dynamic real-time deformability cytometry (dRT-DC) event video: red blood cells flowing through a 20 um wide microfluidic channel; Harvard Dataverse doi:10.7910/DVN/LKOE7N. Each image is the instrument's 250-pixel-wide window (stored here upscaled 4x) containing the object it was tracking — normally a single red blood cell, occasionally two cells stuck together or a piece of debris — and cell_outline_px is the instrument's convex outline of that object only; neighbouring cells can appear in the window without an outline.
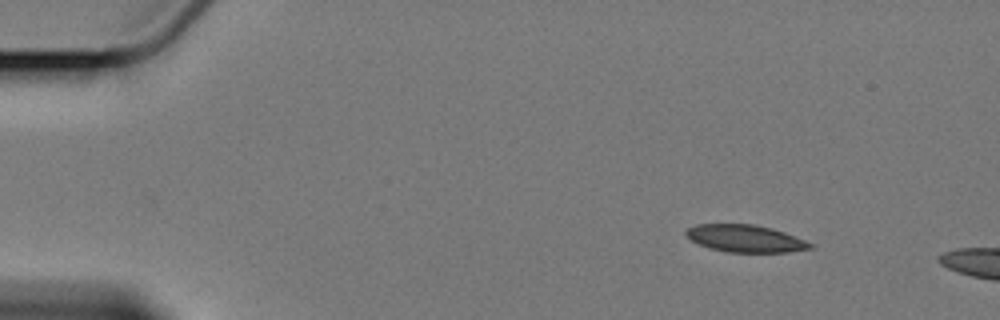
{"species": "Egyptian fruit bat (a non-hibernating species)", "species_latin": "Rousettus aegyptiacus", "temperature_condition": "cold", "stored_images_in_passage": 4, "camera_frame_rate_fps": 3000, "um_per_image_px": 0.085, "animal": {"sex": "female"}, "frame": {"image": 1, "passage_image": 4, "time_ms": 4.0, "image_size_px": [1000, 320], "cell_outline_px": [[816, 244], [812, 248], [788, 252], [728, 252], [712, 248], [700, 244], [692, 240], [684, 232], [688, 228], [696, 224], [756, 224], [772, 228], [784, 232]], "centroid_in_image_um": [63.4, 20.26], "position_along_channel_um": 21.6, "area_um2": 19.65}}